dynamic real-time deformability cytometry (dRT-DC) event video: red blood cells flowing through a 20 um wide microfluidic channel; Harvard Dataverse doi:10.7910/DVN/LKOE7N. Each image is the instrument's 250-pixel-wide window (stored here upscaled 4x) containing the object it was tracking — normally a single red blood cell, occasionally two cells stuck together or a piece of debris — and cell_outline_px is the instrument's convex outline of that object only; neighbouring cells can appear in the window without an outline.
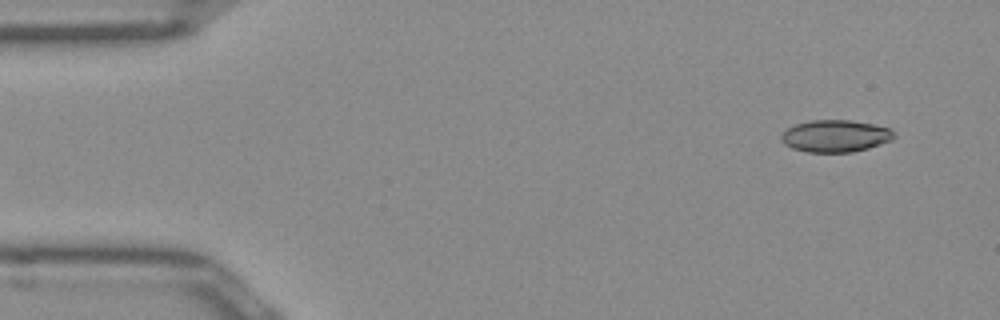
{"species": "Egyptian fruit bat (a non-hibernating species)", "species_latin": "Rousettus aegyptiacus", "temperature_condition": "room temperature", "stored_images_in_passage": 48, "camera_frame_rate_fps": 3000, "um_per_image_px": 0.085, "frame": {"image": 1, "passage_image": 1, "time_ms": 0.0, "image_size_px": [1000, 320], "cell_outline_px": [[896, 136], [892, 140], [868, 148], [852, 152], [808, 152], [792, 148], [784, 144], [780, 140], [780, 136], [788, 128], [796, 124], [812, 120], [852, 120], [892, 128]], "centroid_in_image_um": [71.03, 11.56], "position_along_channel_um": 14.0, "area_um2": 21.15}}
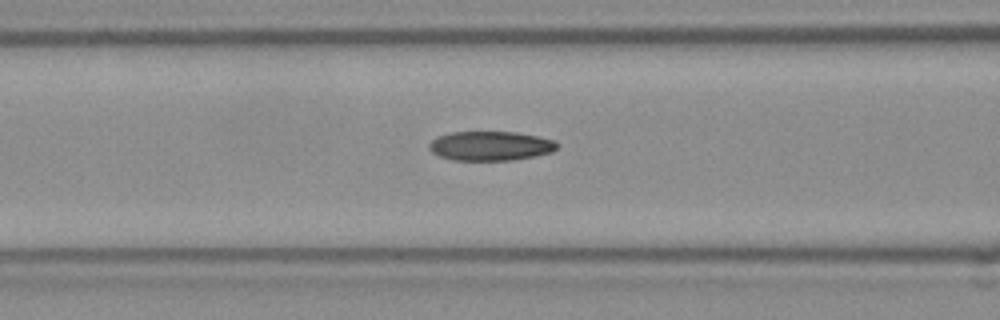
{"frame": {"image": 2, "passage_image": 17, "time_ms": 5.333, "image_size_px": [1000, 320], "cell_outline_px": [[560, 144], [552, 152], [536, 156], [512, 160], [452, 160], [440, 156], [432, 152], [428, 148], [428, 144], [436, 136], [452, 132], [516, 132], [556, 140]], "centroid_in_image_um": [41.69, 12.4], "position_along_channel_um": 124.9, "area_um2": 22.02}}
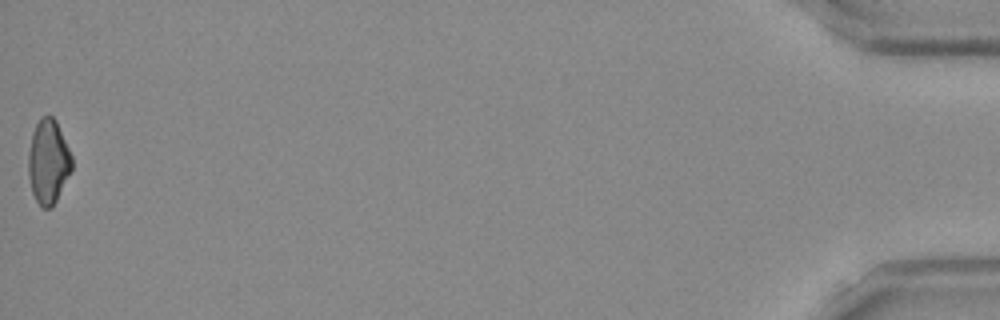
{"frame": {"image": 3, "passage_image": 48, "time_ms": 15.667, "image_size_px": [1000, 320], "cell_outline_px": [[72, 168], [52, 208], [40, 208], [32, 192], [28, 176], [28, 156], [32, 132], [40, 116], [52, 116], [56, 120], [72, 156]], "centroid_in_image_um": [4.09, 13.74], "position_along_channel_um": 431.1, "area_um2": 21.33}, "authors_computed_cell_mechanics": {"area_um2": 21.5883, "velocity_mm_per_s": 3.9725, "shape_relaxation_time_tau1_ms": null, "shape_relaxation_time_tau2_ms": 4.0758, "deformation_change_tau1": null, "deformation_change_tau2": 0.1098}}